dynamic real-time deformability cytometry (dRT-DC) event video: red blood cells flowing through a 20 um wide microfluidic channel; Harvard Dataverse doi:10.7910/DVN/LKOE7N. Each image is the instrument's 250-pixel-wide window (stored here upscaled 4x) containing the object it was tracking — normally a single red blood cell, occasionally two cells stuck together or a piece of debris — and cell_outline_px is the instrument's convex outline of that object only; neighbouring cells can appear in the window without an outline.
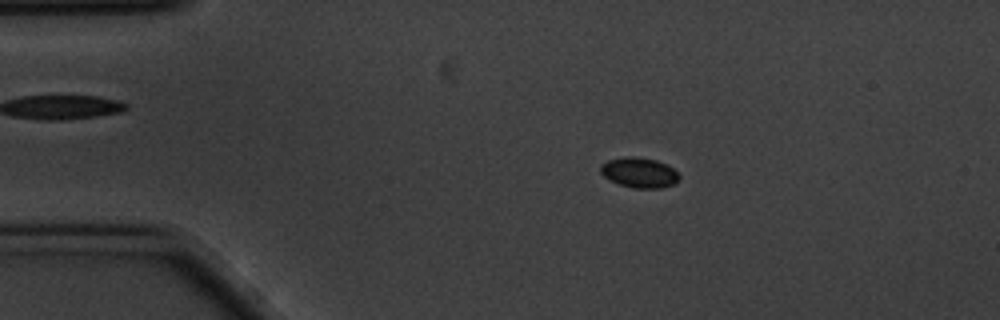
{"species": "common noctule bat (a hibernating species)", "species_latin": "Nyctalus noctula", "temperature_condition": "cold", "stored_images_in_passage": 57, "camera_frame_rate_fps": 3000, "um_per_image_px": 0.085, "animal": {"sex": "male", "body_mass_g": 20.1, "forearm_length_mm": 53.5}, "frame": {"image": 1, "passage_image": 10, "time_ms": 3.0, "image_size_px": [1000, 320], "cell_outline_px": [[680, 180], [676, 184], [660, 188], [632, 188], [620, 184], [604, 176], [600, 172], [600, 164], [608, 160], [628, 156], [632, 156], [656, 160], [672, 168], [680, 176]], "centroid_in_image_um": [54.35, 14.68], "position_along_channel_um": 30.7, "area_um2": 13.76}}
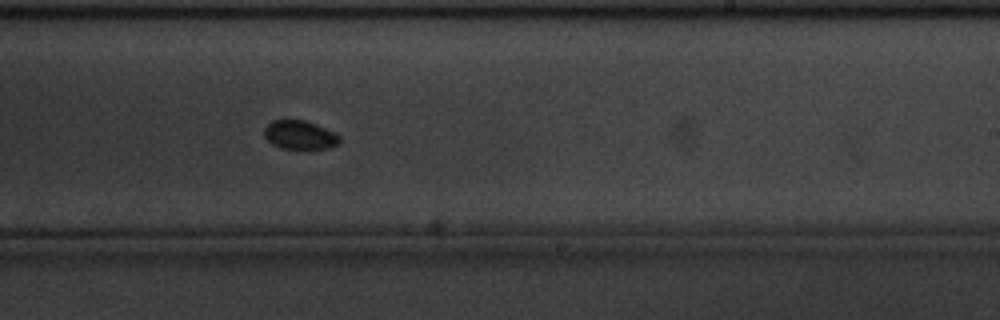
{"frame": {"image": 2, "passage_image": 34, "time_ms": 11.0, "image_size_px": [1000, 320], "cell_outline_px": [[340, 144], [332, 148], [280, 148], [272, 144], [264, 136], [264, 128], [272, 120], [304, 120], [316, 124], [340, 136]], "centroid_in_image_um": [25.48, 11.47], "position_along_channel_um": 263.5, "area_um2": 12.54}}
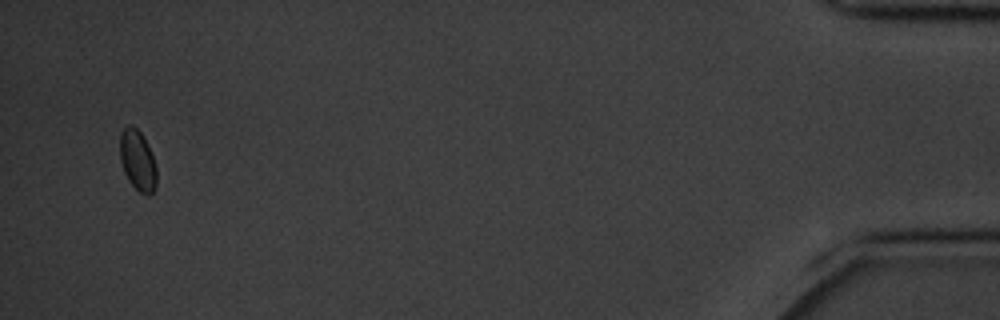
{"frame": {"image": 3, "passage_image": 55, "time_ms": 18.0, "image_size_px": [1000, 320], "cell_outline_px": [[156, 188], [148, 196], [140, 192], [128, 180], [124, 172], [120, 160], [120, 132], [128, 124], [132, 124], [144, 136], [152, 156], [156, 168]], "centroid_in_image_um": [11.68, 13.62], "position_along_channel_um": 423.5, "area_um2": 12.95}}